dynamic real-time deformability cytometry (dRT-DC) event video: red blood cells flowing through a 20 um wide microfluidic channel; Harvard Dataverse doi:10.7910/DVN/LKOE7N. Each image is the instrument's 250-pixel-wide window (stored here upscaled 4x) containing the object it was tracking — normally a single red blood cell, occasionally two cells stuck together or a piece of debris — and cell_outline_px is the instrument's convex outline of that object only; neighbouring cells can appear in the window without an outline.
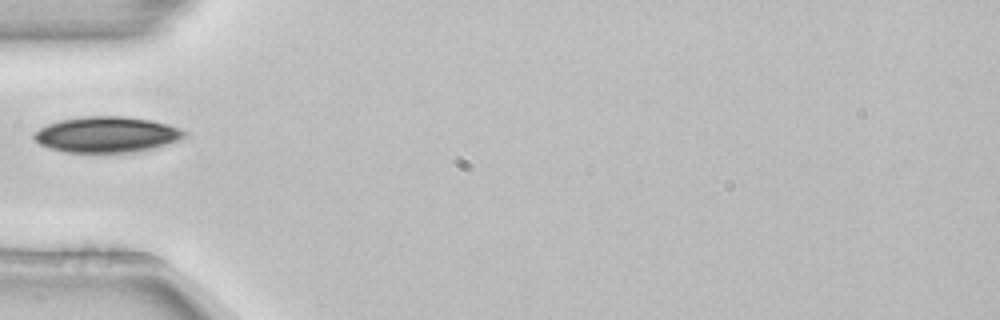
{"species": "common noctule bat (a hibernating species)", "species_latin": "Nyctalus noctula", "temperature_condition": "room temperature", "stored_images_in_passage": 1, "camera_frame_rate_fps": 3000, "um_per_image_px": 0.085, "animal": {"sex": "female", "body_mass_g": 22.7, "forearm_length_mm": 54.2}, "frame": {"image": 1, "passage_image": 1, "time_ms": 0.0, "image_size_px": [1000, 320], "cell_outline_px": [[188, 136], [164, 144], [132, 152], [64, 152], [48, 148], [40, 144], [32, 136], [40, 128], [48, 124], [60, 120], [84, 116], [120, 116], [152, 120], [168, 124], [180, 128], [188, 132]], "centroid_in_image_um": [9.06, 11.42], "position_along_channel_um": 75.9, "area_um2": 31.1}}